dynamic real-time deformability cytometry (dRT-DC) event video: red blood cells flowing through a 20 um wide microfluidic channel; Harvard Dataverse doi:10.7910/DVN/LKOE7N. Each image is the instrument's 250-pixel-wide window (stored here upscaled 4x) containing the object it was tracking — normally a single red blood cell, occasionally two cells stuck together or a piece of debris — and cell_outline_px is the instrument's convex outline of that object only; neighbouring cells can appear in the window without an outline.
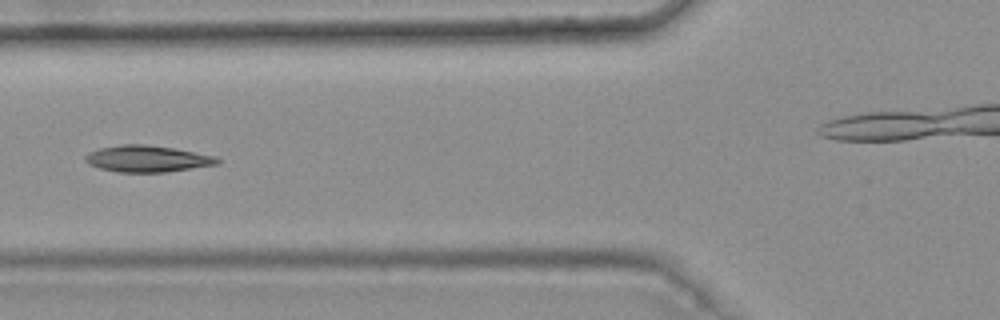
{"species": "common noctule bat (a hibernating species)", "species_latin": "Nyctalus noctula", "temperature_condition": "warm", "stored_images_in_passage": 7, "segment_of_instrument_passage": [1, 2], "camera_frame_rate_fps": 3000, "um_per_image_px": 0.085, "animal": {"sex": "female", "body_mass_g": 25.1}, "frame": {"image": 1, "passage_image": 6, "time_ms": 1.667, "image_size_px": [1000, 320], "cell_outline_px": [[220, 164], [164, 172], [116, 172], [100, 168], [88, 164], [84, 160], [84, 156], [88, 152], [100, 148], [120, 144], [144, 144], [172, 148], [216, 156], [220, 160]], "centroid_in_image_um": [12.49, 13.49], "position_along_channel_um": 113.3, "area_um2": 20.4}}